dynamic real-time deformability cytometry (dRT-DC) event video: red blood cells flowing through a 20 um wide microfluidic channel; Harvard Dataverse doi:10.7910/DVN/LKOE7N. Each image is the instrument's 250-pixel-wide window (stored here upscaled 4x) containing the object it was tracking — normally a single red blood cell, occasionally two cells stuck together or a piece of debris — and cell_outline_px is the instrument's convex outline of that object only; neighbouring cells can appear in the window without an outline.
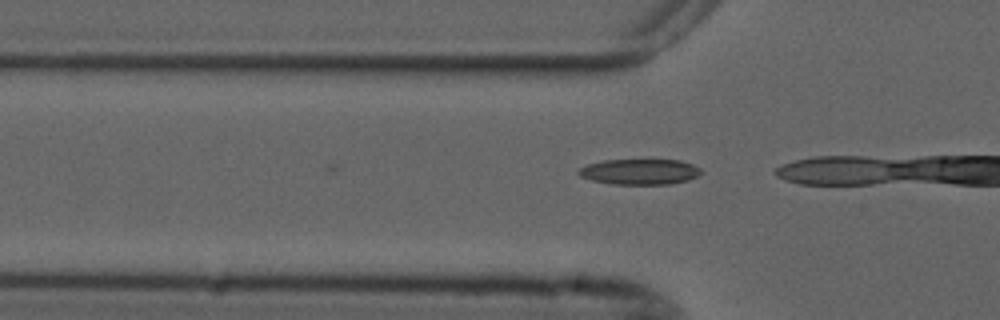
{"species": "common noctule bat (a hibernating species)", "species_latin": "Nyctalus noctula", "temperature_condition": "cold", "stored_images_in_passage": 7, "camera_frame_rate_fps": 3000, "um_per_image_px": 0.085, "animal": {"sex": "male", "forearm_length_mm": 52.5}, "frame": {"image": 1, "passage_image": 7, "time_ms": 2.0, "image_size_px": [1000, 320], "cell_outline_px": [[704, 172], [688, 180], [672, 184], [612, 184], [592, 180], [580, 176], [576, 172], [580, 168], [588, 164], [604, 160], [680, 160], [692, 164], [700, 168]], "centroid_in_image_um": [54.39, 14.6], "position_along_channel_um": 71.4, "area_um2": 18.26}}